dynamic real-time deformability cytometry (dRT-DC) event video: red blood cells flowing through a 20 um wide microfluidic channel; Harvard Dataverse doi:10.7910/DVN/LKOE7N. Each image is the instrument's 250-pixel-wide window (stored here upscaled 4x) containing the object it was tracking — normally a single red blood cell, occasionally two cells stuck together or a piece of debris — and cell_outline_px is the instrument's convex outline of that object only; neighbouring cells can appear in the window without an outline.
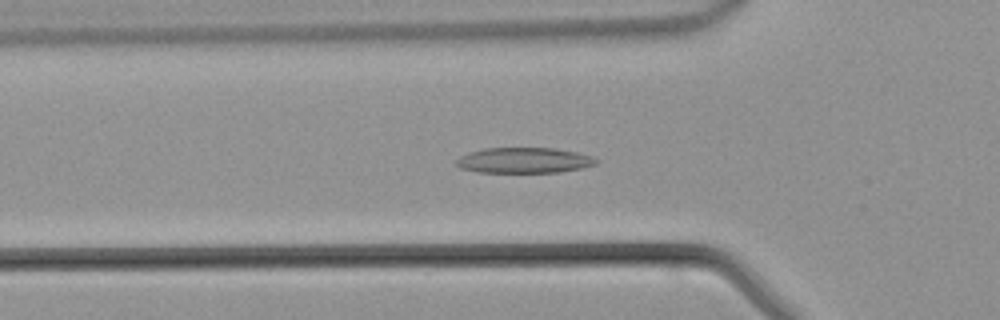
{"species": "common noctule bat (a hibernating species)", "species_latin": "Nyctalus noctula", "temperature_condition": "warm", "stored_images_in_passage": 38, "camera_frame_rate_fps": 3000, "um_per_image_px": 0.085, "animal": {"sex": "male", "body_mass_g": 21.5, "forearm_length_mm": 52.0}, "frame": {"image": 1, "passage_image": 12, "time_ms": 3.667, "image_size_px": [1000, 320], "cell_outline_px": [[600, 160], [596, 164], [584, 168], [560, 172], [476, 172], [460, 168], [456, 164], [456, 160], [460, 156], [484, 148], [552, 148], [576, 152], [592, 156]], "centroid_in_image_um": [44.58, 13.63], "position_along_channel_um": 81.2, "area_um2": 20.81}}
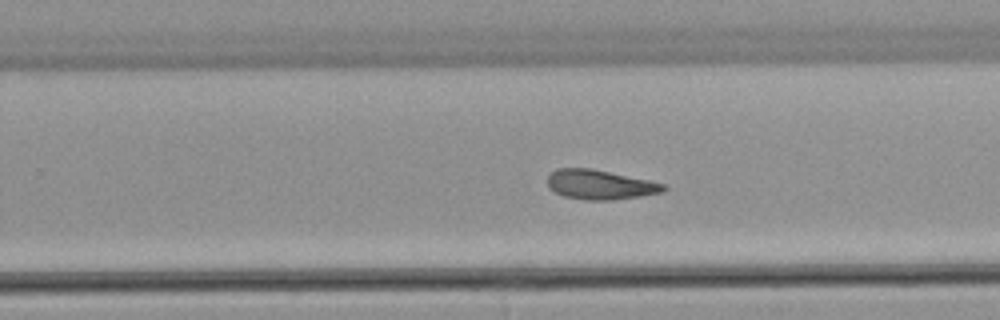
{"frame": {"image": 2, "passage_image": 25, "time_ms": 8.0, "image_size_px": [1000, 320], "cell_outline_px": [[668, 188], [664, 192], [640, 196], [612, 200], [584, 200], [564, 196], [548, 188], [548, 176], [556, 168], [592, 168], [668, 184]], "centroid_in_image_um": [51.04, 15.69], "position_along_channel_um": 278.8, "area_um2": 20.17}}
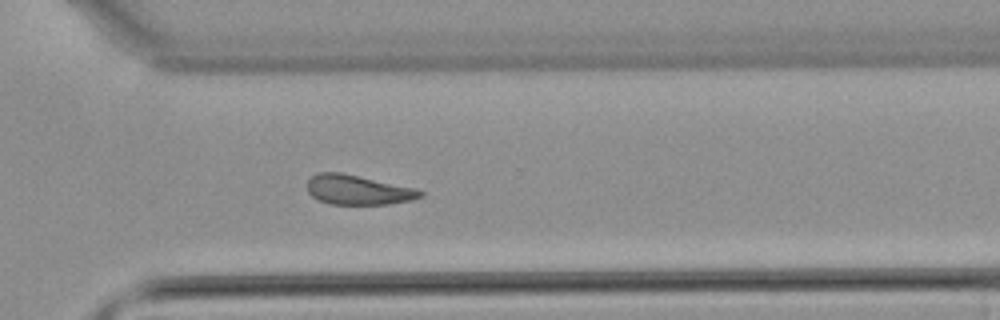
{"frame": {"image": 3, "passage_image": 29, "time_ms": 9.333, "image_size_px": [1000, 320], "cell_outline_px": [[424, 196], [412, 200], [388, 204], [328, 204], [316, 200], [308, 192], [304, 184], [316, 172], [340, 172], [412, 188], [424, 192]], "centroid_in_image_um": [30.34, 16.15], "position_along_channel_um": 340.3, "area_um2": 19.54}}